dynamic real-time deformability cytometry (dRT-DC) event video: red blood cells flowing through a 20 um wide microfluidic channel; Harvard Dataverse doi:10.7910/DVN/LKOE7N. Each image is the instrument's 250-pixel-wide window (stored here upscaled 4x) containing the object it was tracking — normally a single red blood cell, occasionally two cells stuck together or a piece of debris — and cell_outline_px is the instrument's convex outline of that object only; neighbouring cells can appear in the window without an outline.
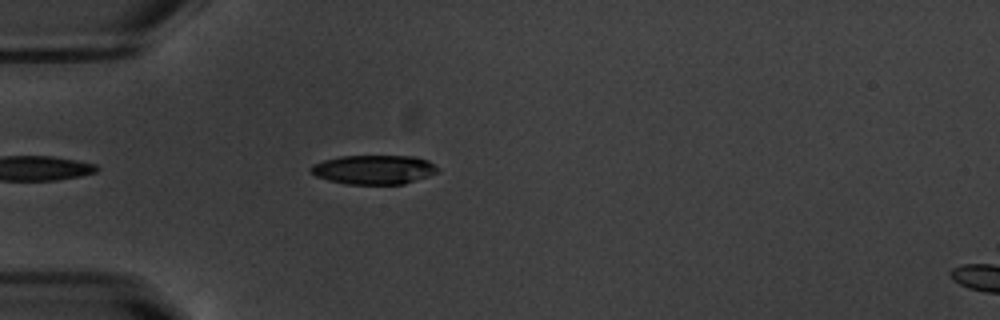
{"species": "common noctule bat (a hibernating species)", "species_latin": "Nyctalus noctula", "temperature_condition": "warm", "stored_images_in_passage": 10, "camera_frame_rate_fps": 3000, "um_per_image_px": 0.085, "animal": {"sex": "male", "body_mass_g": 20.1, "forearm_length_mm": 53.5}, "frame": {"image": 1, "passage_image": 4, "time_ms": 1.0, "image_size_px": [1000, 320], "cell_outline_px": [[440, 172], [404, 184], [344, 184], [328, 180], [316, 176], [308, 172], [308, 168], [312, 164], [324, 160], [340, 156], [416, 156], [428, 160], [440, 168]], "centroid_in_image_um": [31.77, 14.41], "position_along_channel_um": 53.2, "area_um2": 21.91}}